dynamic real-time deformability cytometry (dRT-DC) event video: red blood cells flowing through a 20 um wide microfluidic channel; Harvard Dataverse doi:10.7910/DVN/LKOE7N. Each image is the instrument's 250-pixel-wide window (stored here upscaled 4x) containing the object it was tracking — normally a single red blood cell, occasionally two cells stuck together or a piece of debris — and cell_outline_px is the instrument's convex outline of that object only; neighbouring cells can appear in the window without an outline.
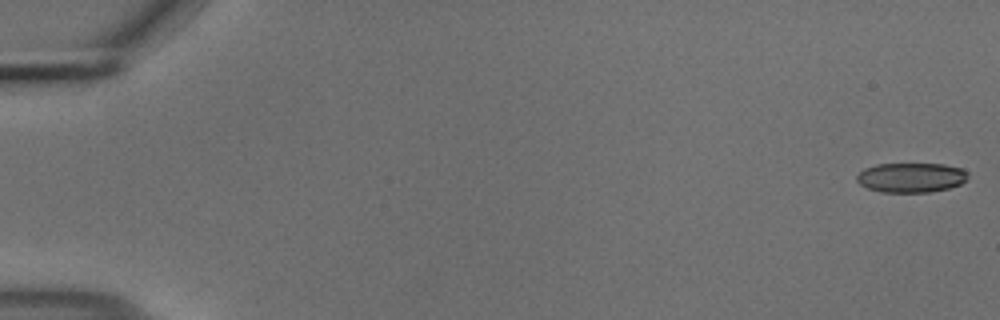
{"species": "common noctule bat (a hibernating species)", "species_latin": "Nyctalus noctula", "temperature_condition": "cold", "stored_images_in_passage": 55, "camera_frame_rate_fps": 3000, "um_per_image_px": 0.085, "animal": {"sex": "male", "body_mass_g": 18.8}, "frame": {"image": 1, "passage_image": 1, "time_ms": 0.0, "image_size_px": [1000, 320], "cell_outline_px": [[968, 176], [960, 184], [948, 188], [928, 192], [880, 192], [868, 188], [860, 184], [856, 180], [856, 176], [864, 168], [876, 164], [944, 164], [964, 168], [968, 172]], "centroid_in_image_um": [77.44, 15.08], "position_along_channel_um": 7.6, "area_um2": 19.25}}
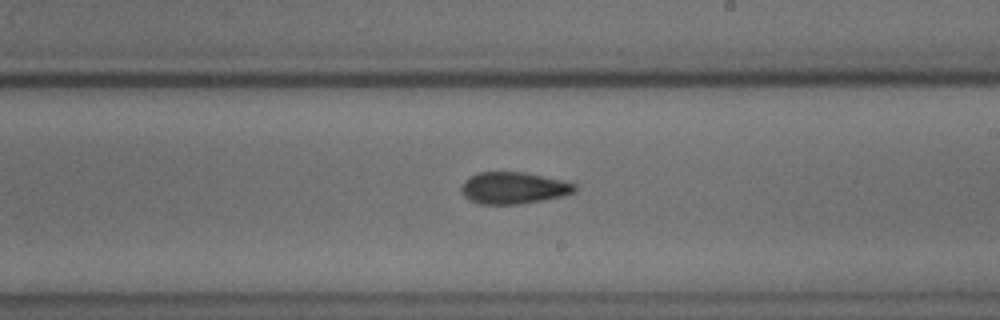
{"frame": {"image": 2, "passage_image": 33, "time_ms": 10.667, "image_size_px": [1000, 320], "cell_outline_px": [[576, 192], [564, 196], [520, 204], [480, 204], [468, 200], [460, 192], [460, 188], [464, 180], [476, 172], [524, 172], [564, 180], [576, 184]], "centroid_in_image_um": [43.64, 15.97], "position_along_channel_um": 245.4, "area_um2": 21.33}}
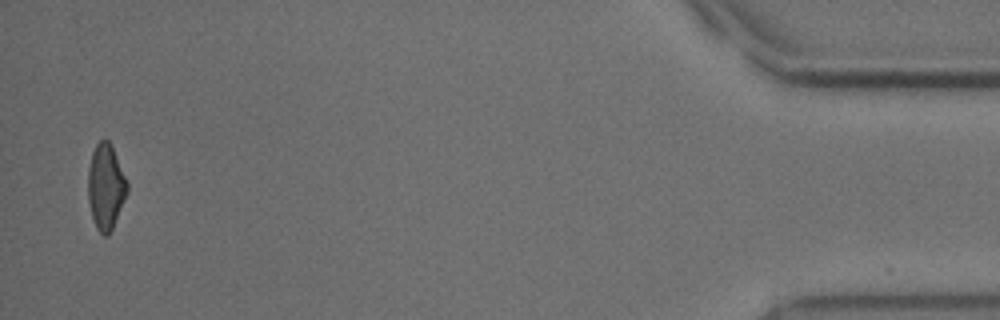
{"frame": {"image": 3, "passage_image": 54, "time_ms": 17.667, "image_size_px": [1000, 320], "cell_outline_px": [[128, 192], [112, 228], [108, 236], [104, 236], [96, 228], [92, 216], [88, 200], [88, 168], [92, 152], [96, 144], [100, 140], [108, 140], [112, 148], [128, 184]], "centroid_in_image_um": [8.97, 15.89], "position_along_channel_um": 426.2, "area_um2": 19.19}}